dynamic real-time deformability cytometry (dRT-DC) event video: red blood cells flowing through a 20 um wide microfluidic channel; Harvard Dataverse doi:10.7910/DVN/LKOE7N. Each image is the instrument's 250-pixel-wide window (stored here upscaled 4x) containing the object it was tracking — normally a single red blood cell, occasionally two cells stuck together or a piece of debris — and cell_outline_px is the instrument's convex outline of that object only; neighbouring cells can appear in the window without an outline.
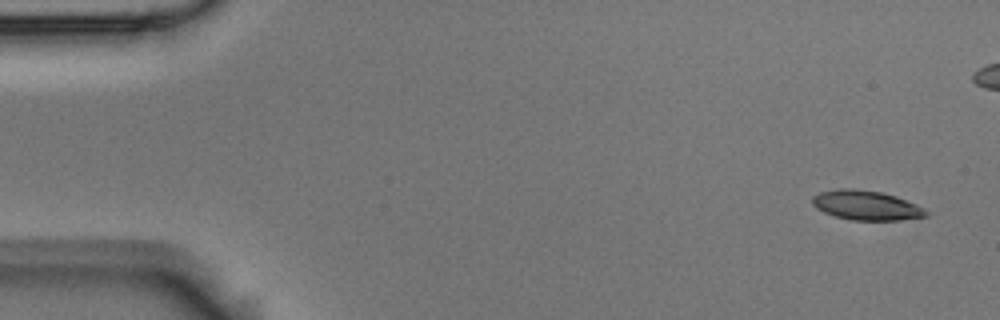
{"species": "Egyptian fruit bat (a non-hibernating species)", "species_latin": "Rousettus aegyptiacus", "temperature_condition": "room temperature", "stored_images_in_passage": 6, "segment_of_instrument_passage": [1, 2], "camera_frame_rate_fps": 3000, "um_per_image_px": 0.085, "animal": {"sex": "male"}, "frame": {"image": 1, "passage_image": 1, "time_ms": 0.0, "image_size_px": [1000, 320], "cell_outline_px": [[928, 216], [900, 220], [852, 220], [836, 216], [824, 212], [816, 208], [812, 204], [812, 196], [820, 192], [840, 188], [852, 188], [880, 192], [896, 196], [916, 204], [924, 208], [928, 212]], "centroid_in_image_um": [73.63, 17.45], "position_along_channel_um": 11.4, "area_um2": 19.54}}
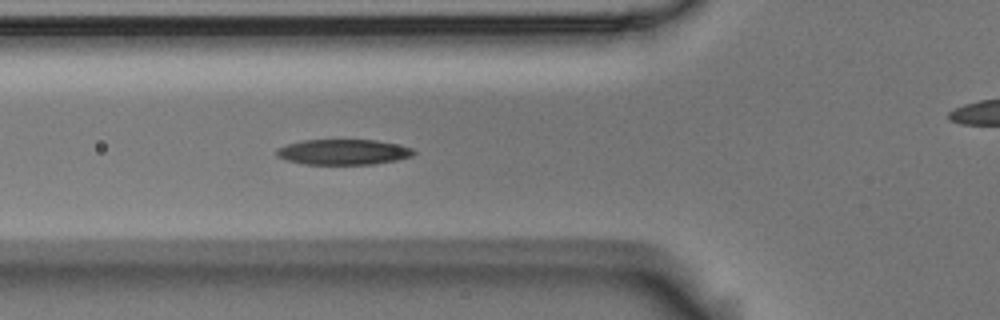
{"frame": {"image": 2, "passage_image": 5, "time_ms": 1.333, "image_size_px": [1000, 320], "cell_outline_px": [[416, 152], [412, 156], [396, 160], [372, 164], [304, 164], [288, 160], [276, 156], [276, 148], [300, 140], [376, 140], [396, 144], [412, 148]], "centroid_in_image_um": [29.16, 12.91], "position_along_channel_um": 96.6, "area_um2": 20.23}}